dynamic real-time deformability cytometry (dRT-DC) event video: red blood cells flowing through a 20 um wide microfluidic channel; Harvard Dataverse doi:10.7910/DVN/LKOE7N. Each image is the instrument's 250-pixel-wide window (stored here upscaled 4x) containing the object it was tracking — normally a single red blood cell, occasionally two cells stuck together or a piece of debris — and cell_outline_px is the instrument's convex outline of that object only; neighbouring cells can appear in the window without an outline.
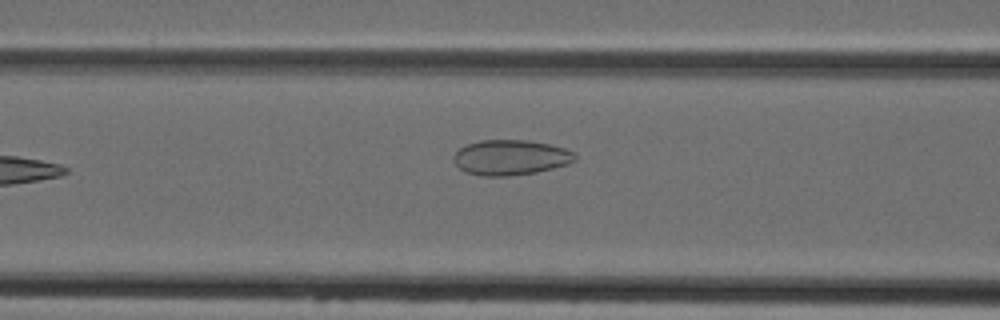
{"species": "Egyptian fruit bat (a non-hibernating species)", "species_latin": "Rousettus aegyptiacus", "temperature_condition": "cold", "stored_images_in_passage": 5, "camera_frame_rate_fps": 3000, "um_per_image_px": 0.085, "animal": {"sex": "female"}, "frame": {"image": 1, "passage_image": 5, "time_ms": 4.667, "image_size_px": [1000, 320], "cell_outline_px": [[576, 160], [568, 164], [536, 172], [508, 176], [484, 176], [464, 172], [452, 160], [452, 156], [460, 148], [468, 144], [480, 140], [528, 140], [548, 144], [564, 148], [576, 152]], "centroid_in_image_um": [43.4, 13.38], "position_along_channel_um": 123.2, "area_um2": 24.97}}